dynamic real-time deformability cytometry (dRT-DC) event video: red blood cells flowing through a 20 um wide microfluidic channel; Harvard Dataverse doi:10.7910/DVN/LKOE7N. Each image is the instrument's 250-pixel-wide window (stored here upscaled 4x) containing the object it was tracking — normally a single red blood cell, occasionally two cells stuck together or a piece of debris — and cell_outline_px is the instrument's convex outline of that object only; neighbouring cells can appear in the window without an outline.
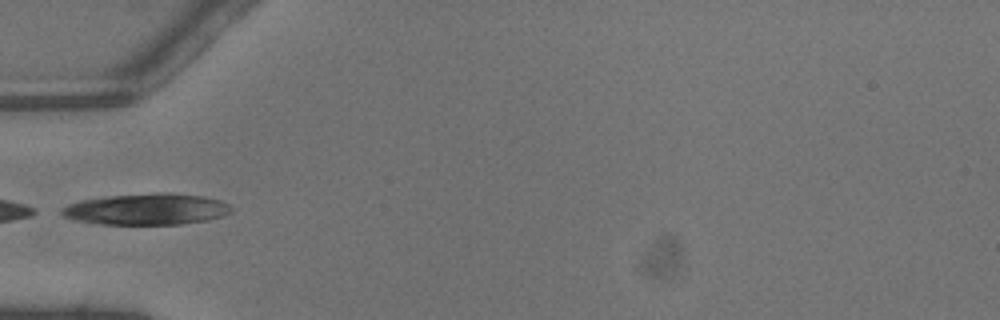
{"species": "common noctule bat (a hibernating species)", "species_latin": "Nyctalus noctula", "temperature_condition": "warm", "stored_images_in_passage": 19, "camera_frame_rate_fps": 3000, "um_per_image_px": 0.085, "animal": {"sex": "male", "body_mass_g": 13.3}, "frame": {"image": 1, "passage_image": 1, "time_ms": 0.0, "image_size_px": [1000, 320], "cell_outline_px": [[232, 212], [224, 216], [208, 220], [180, 224], [100, 224], [72, 220], [64, 216], [60, 212], [60, 208], [68, 204], [80, 200], [112, 196], [160, 192], [168, 192], [204, 196], [220, 200], [228, 204], [232, 208]], "centroid_in_image_um": [12.47, 17.78], "position_along_channel_um": 72.5, "area_um2": 31.1}}
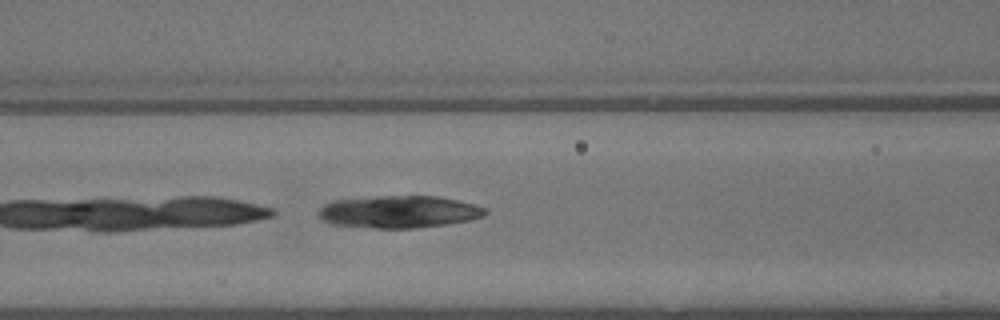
{"frame": {"image": 2, "passage_image": 5, "time_ms": 1.333, "image_size_px": [1000, 320], "cell_outline_px": [[488, 212], [484, 216], [472, 220], [448, 224], [416, 228], [376, 228], [328, 224], [320, 220], [316, 212], [324, 204], [336, 200], [384, 196], [436, 196], [456, 200], [488, 208]], "centroid_in_image_um": [33.9, 18.02], "position_along_channel_um": 132.7, "area_um2": 31.56}}
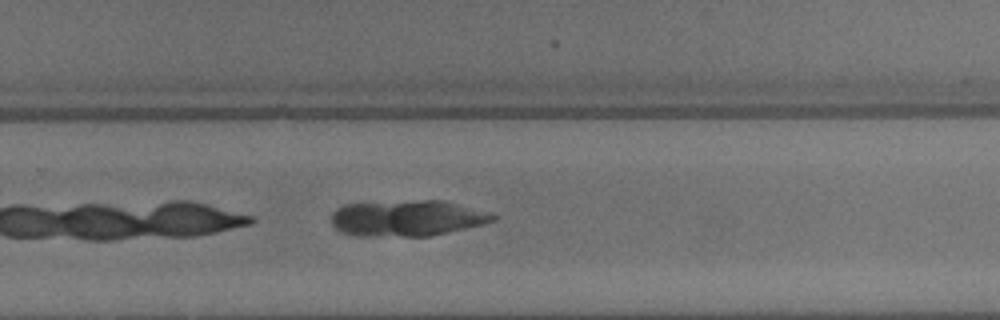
{"frame": {"image": 3, "passage_image": 16, "time_ms": 5.0, "image_size_px": [1000, 320], "cell_outline_px": [[496, 220], [484, 224], [432, 236], [356, 236], [340, 232], [332, 224], [332, 212], [336, 208], [344, 204], [424, 200], [440, 200], [488, 212], [496, 216]], "centroid_in_image_um": [34.58, 18.56], "position_along_channel_um": 295.2, "area_um2": 33.81}}